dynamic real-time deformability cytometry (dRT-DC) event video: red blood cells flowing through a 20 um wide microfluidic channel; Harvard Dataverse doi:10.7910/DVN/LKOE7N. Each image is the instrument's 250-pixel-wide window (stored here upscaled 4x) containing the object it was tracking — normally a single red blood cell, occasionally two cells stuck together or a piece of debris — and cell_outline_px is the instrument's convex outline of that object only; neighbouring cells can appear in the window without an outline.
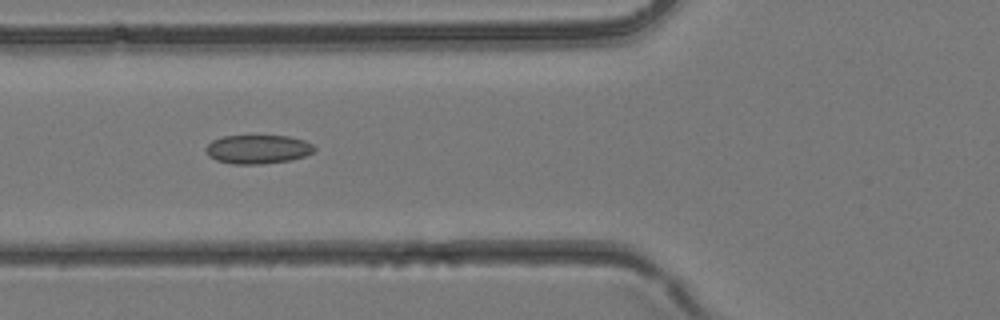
{"species": "common noctule bat (a hibernating species)", "species_latin": "Nyctalus noctula", "temperature_condition": "room temperature", "stored_images_in_passage": 37, "camera_frame_rate_fps": 3000, "um_per_image_px": 0.085, "animal": {"sex": "female", "body_mass_g": 24.6, "forearm_length_mm": 56.2}, "frame": {"image": 1, "passage_image": 14, "time_ms": 4.333, "image_size_px": [1000, 320], "cell_outline_px": [[312, 152], [300, 156], [284, 160], [220, 160], [212, 156], [208, 152], [208, 144], [216, 140], [228, 136], [284, 136], [300, 140], [308, 144], [312, 148]], "centroid_in_image_um": [21.92, 12.59], "position_along_channel_um": 103.9, "area_um2": 15.61}}
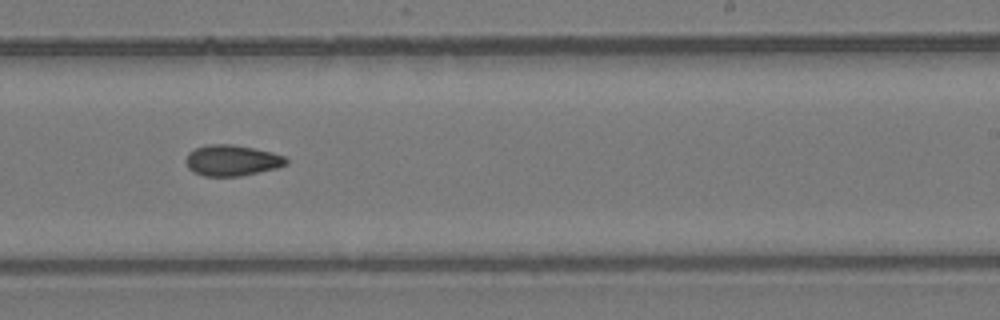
{"frame": {"image": 2, "passage_image": 23, "time_ms": 7.333, "image_size_px": [1000, 320], "cell_outline_px": [[288, 160], [284, 164], [272, 168], [232, 176], [208, 176], [196, 172], [188, 164], [188, 156], [196, 148], [248, 148], [268, 152], [280, 156]], "centroid_in_image_um": [19.73, 13.7], "position_along_channel_um": 269.3, "area_um2": 15.55}}
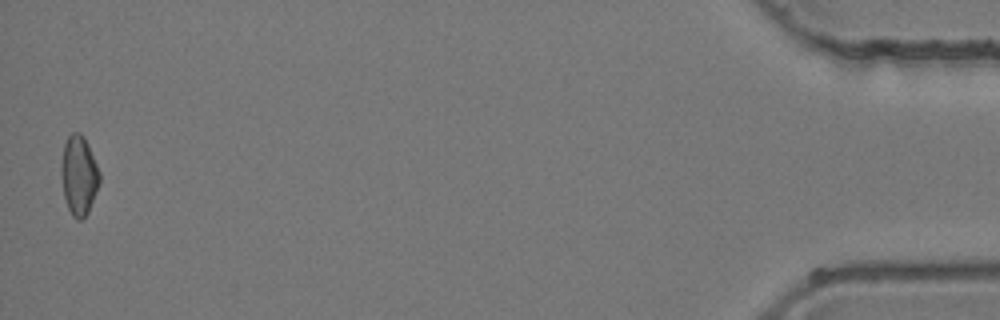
{"frame": {"image": 3, "passage_image": 37, "time_ms": 12.0, "image_size_px": [1000, 320], "cell_outline_px": [[100, 180], [88, 208], [84, 216], [80, 220], [68, 208], [64, 192], [64, 148], [68, 136], [76, 132], [84, 140], [88, 148], [100, 176]], "centroid_in_image_um": [6.73, 14.92], "position_along_channel_um": 428.5, "area_um2": 15.66}}